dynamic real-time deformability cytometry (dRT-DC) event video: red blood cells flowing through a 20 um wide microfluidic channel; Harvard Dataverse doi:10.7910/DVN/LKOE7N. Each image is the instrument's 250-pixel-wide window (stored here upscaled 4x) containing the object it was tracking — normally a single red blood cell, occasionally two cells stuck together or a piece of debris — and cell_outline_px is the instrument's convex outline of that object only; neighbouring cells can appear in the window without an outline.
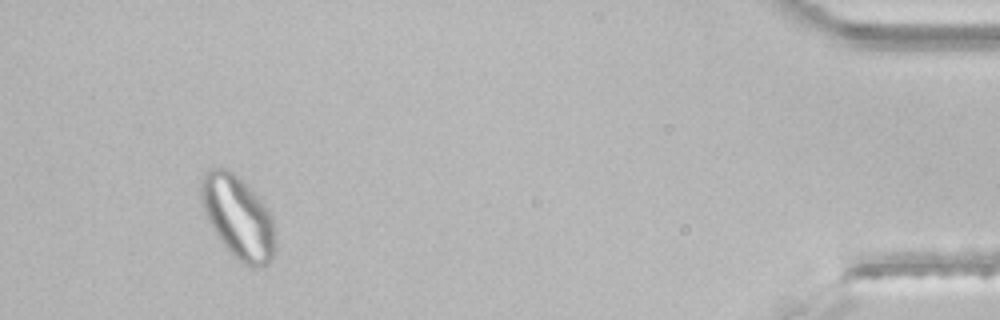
{"species": "common noctule bat (a hibernating species)", "species_latin": "Nyctalus noctula", "temperature_condition": "room temperature", "stored_images_in_passage": 44, "segment_of_instrument_passage": [2, 2], "camera_frame_rate_fps": 3000, "um_per_image_px": 0.085, "animal": {"sex": "male", "body_mass_g": 21.5, "forearm_length_mm": 52.0}, "frame": {"image": 1, "passage_image": 41, "time_ms": 13.333, "image_size_px": [1000, 320], "cell_outline_px": [[276, 248], [272, 260], [268, 264], [256, 268], [252, 268], [240, 264], [220, 240], [212, 228], [204, 212], [200, 196], [200, 180], [204, 172], [208, 168], [224, 168], [232, 172], [260, 196], [272, 216], [276, 244]], "centroid_in_image_um": [20.25, 18.48], "position_along_channel_um": 415.0, "area_um2": 36.36}}